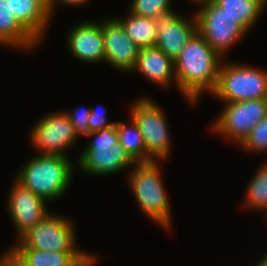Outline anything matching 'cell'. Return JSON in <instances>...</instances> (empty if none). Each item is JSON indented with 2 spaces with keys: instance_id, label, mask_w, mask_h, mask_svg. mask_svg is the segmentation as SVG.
<instances>
[{
  "instance_id": "obj_21",
  "label": "cell",
  "mask_w": 267,
  "mask_h": 266,
  "mask_svg": "<svg viewBox=\"0 0 267 266\" xmlns=\"http://www.w3.org/2000/svg\"><path fill=\"white\" fill-rule=\"evenodd\" d=\"M130 124L116 121L119 144L136 162H146V148L142 134L137 125L130 118Z\"/></svg>"
},
{
  "instance_id": "obj_11",
  "label": "cell",
  "mask_w": 267,
  "mask_h": 266,
  "mask_svg": "<svg viewBox=\"0 0 267 266\" xmlns=\"http://www.w3.org/2000/svg\"><path fill=\"white\" fill-rule=\"evenodd\" d=\"M186 18L175 9L158 14L154 19L157 25L155 47L173 61L179 56L191 36L197 31L196 18Z\"/></svg>"
},
{
  "instance_id": "obj_1",
  "label": "cell",
  "mask_w": 267,
  "mask_h": 266,
  "mask_svg": "<svg viewBox=\"0 0 267 266\" xmlns=\"http://www.w3.org/2000/svg\"><path fill=\"white\" fill-rule=\"evenodd\" d=\"M223 58L196 31L174 60L177 89L189 104L196 105L203 93L217 86Z\"/></svg>"
},
{
  "instance_id": "obj_16",
  "label": "cell",
  "mask_w": 267,
  "mask_h": 266,
  "mask_svg": "<svg viewBox=\"0 0 267 266\" xmlns=\"http://www.w3.org/2000/svg\"><path fill=\"white\" fill-rule=\"evenodd\" d=\"M9 7L18 21L42 44L52 13L48 0H7Z\"/></svg>"
},
{
  "instance_id": "obj_15",
  "label": "cell",
  "mask_w": 267,
  "mask_h": 266,
  "mask_svg": "<svg viewBox=\"0 0 267 266\" xmlns=\"http://www.w3.org/2000/svg\"><path fill=\"white\" fill-rule=\"evenodd\" d=\"M133 72L141 73L161 88H169L173 83L177 87L174 61L155 46L139 48Z\"/></svg>"
},
{
  "instance_id": "obj_24",
  "label": "cell",
  "mask_w": 267,
  "mask_h": 266,
  "mask_svg": "<svg viewBox=\"0 0 267 266\" xmlns=\"http://www.w3.org/2000/svg\"><path fill=\"white\" fill-rule=\"evenodd\" d=\"M173 0H132L128 12L149 18H155L158 14L173 9Z\"/></svg>"
},
{
  "instance_id": "obj_32",
  "label": "cell",
  "mask_w": 267,
  "mask_h": 266,
  "mask_svg": "<svg viewBox=\"0 0 267 266\" xmlns=\"http://www.w3.org/2000/svg\"><path fill=\"white\" fill-rule=\"evenodd\" d=\"M0 266H3L2 265V256L0 257Z\"/></svg>"
},
{
  "instance_id": "obj_12",
  "label": "cell",
  "mask_w": 267,
  "mask_h": 266,
  "mask_svg": "<svg viewBox=\"0 0 267 266\" xmlns=\"http://www.w3.org/2000/svg\"><path fill=\"white\" fill-rule=\"evenodd\" d=\"M7 209L11 222L15 225L19 239L29 229L39 223L50 211L45 200L24 188L13 179L8 194Z\"/></svg>"
},
{
  "instance_id": "obj_14",
  "label": "cell",
  "mask_w": 267,
  "mask_h": 266,
  "mask_svg": "<svg viewBox=\"0 0 267 266\" xmlns=\"http://www.w3.org/2000/svg\"><path fill=\"white\" fill-rule=\"evenodd\" d=\"M66 43L70 54L85 63H104L105 49L102 20L83 21L70 29Z\"/></svg>"
},
{
  "instance_id": "obj_4",
  "label": "cell",
  "mask_w": 267,
  "mask_h": 266,
  "mask_svg": "<svg viewBox=\"0 0 267 266\" xmlns=\"http://www.w3.org/2000/svg\"><path fill=\"white\" fill-rule=\"evenodd\" d=\"M92 138L80 151L77 158L78 169L90 176H108L134 167L136 162L119 144L116 124L90 132Z\"/></svg>"
},
{
  "instance_id": "obj_19",
  "label": "cell",
  "mask_w": 267,
  "mask_h": 266,
  "mask_svg": "<svg viewBox=\"0 0 267 266\" xmlns=\"http://www.w3.org/2000/svg\"><path fill=\"white\" fill-rule=\"evenodd\" d=\"M123 26L126 35L139 47H154L157 41L155 19L128 13L124 18L115 17Z\"/></svg>"
},
{
  "instance_id": "obj_6",
  "label": "cell",
  "mask_w": 267,
  "mask_h": 266,
  "mask_svg": "<svg viewBox=\"0 0 267 266\" xmlns=\"http://www.w3.org/2000/svg\"><path fill=\"white\" fill-rule=\"evenodd\" d=\"M129 117L137 125L146 148V162L168 159L171 150V134L161 107L153 99L143 96L129 108Z\"/></svg>"
},
{
  "instance_id": "obj_13",
  "label": "cell",
  "mask_w": 267,
  "mask_h": 266,
  "mask_svg": "<svg viewBox=\"0 0 267 266\" xmlns=\"http://www.w3.org/2000/svg\"><path fill=\"white\" fill-rule=\"evenodd\" d=\"M104 62L120 72L133 71L139 47L126 35L121 23L114 17L102 19Z\"/></svg>"
},
{
  "instance_id": "obj_9",
  "label": "cell",
  "mask_w": 267,
  "mask_h": 266,
  "mask_svg": "<svg viewBox=\"0 0 267 266\" xmlns=\"http://www.w3.org/2000/svg\"><path fill=\"white\" fill-rule=\"evenodd\" d=\"M224 104L211 125L212 132L239 146L252 128L267 115V98Z\"/></svg>"
},
{
  "instance_id": "obj_3",
  "label": "cell",
  "mask_w": 267,
  "mask_h": 266,
  "mask_svg": "<svg viewBox=\"0 0 267 266\" xmlns=\"http://www.w3.org/2000/svg\"><path fill=\"white\" fill-rule=\"evenodd\" d=\"M130 170L128 185L141 211L161 228L171 229V204L157 161L136 163Z\"/></svg>"
},
{
  "instance_id": "obj_10",
  "label": "cell",
  "mask_w": 267,
  "mask_h": 266,
  "mask_svg": "<svg viewBox=\"0 0 267 266\" xmlns=\"http://www.w3.org/2000/svg\"><path fill=\"white\" fill-rule=\"evenodd\" d=\"M35 123L29 139L39 151L37 154L68 156L67 149H71L79 140L64 111L49 112Z\"/></svg>"
},
{
  "instance_id": "obj_20",
  "label": "cell",
  "mask_w": 267,
  "mask_h": 266,
  "mask_svg": "<svg viewBox=\"0 0 267 266\" xmlns=\"http://www.w3.org/2000/svg\"><path fill=\"white\" fill-rule=\"evenodd\" d=\"M249 32L267 7V0H214Z\"/></svg>"
},
{
  "instance_id": "obj_25",
  "label": "cell",
  "mask_w": 267,
  "mask_h": 266,
  "mask_svg": "<svg viewBox=\"0 0 267 266\" xmlns=\"http://www.w3.org/2000/svg\"><path fill=\"white\" fill-rule=\"evenodd\" d=\"M91 106L85 108H75V110H63L64 113L68 116L71 124L75 129V133L78 138L82 135V137H86L89 134V115H90Z\"/></svg>"
},
{
  "instance_id": "obj_2",
  "label": "cell",
  "mask_w": 267,
  "mask_h": 266,
  "mask_svg": "<svg viewBox=\"0 0 267 266\" xmlns=\"http://www.w3.org/2000/svg\"><path fill=\"white\" fill-rule=\"evenodd\" d=\"M69 158L36 154L21 166L14 180L46 202L56 201L71 185L76 164Z\"/></svg>"
},
{
  "instance_id": "obj_8",
  "label": "cell",
  "mask_w": 267,
  "mask_h": 266,
  "mask_svg": "<svg viewBox=\"0 0 267 266\" xmlns=\"http://www.w3.org/2000/svg\"><path fill=\"white\" fill-rule=\"evenodd\" d=\"M196 11L197 32L222 58L230 47L248 33L236 18L225 13L214 0Z\"/></svg>"
},
{
  "instance_id": "obj_27",
  "label": "cell",
  "mask_w": 267,
  "mask_h": 266,
  "mask_svg": "<svg viewBox=\"0 0 267 266\" xmlns=\"http://www.w3.org/2000/svg\"><path fill=\"white\" fill-rule=\"evenodd\" d=\"M3 266H27L24 261L11 249L2 255Z\"/></svg>"
},
{
  "instance_id": "obj_22",
  "label": "cell",
  "mask_w": 267,
  "mask_h": 266,
  "mask_svg": "<svg viewBox=\"0 0 267 266\" xmlns=\"http://www.w3.org/2000/svg\"><path fill=\"white\" fill-rule=\"evenodd\" d=\"M264 162L250 179L243 204L252 210H262L267 220V161Z\"/></svg>"
},
{
  "instance_id": "obj_18",
  "label": "cell",
  "mask_w": 267,
  "mask_h": 266,
  "mask_svg": "<svg viewBox=\"0 0 267 266\" xmlns=\"http://www.w3.org/2000/svg\"><path fill=\"white\" fill-rule=\"evenodd\" d=\"M27 266H83L90 252H49L33 248H11Z\"/></svg>"
},
{
  "instance_id": "obj_31",
  "label": "cell",
  "mask_w": 267,
  "mask_h": 266,
  "mask_svg": "<svg viewBox=\"0 0 267 266\" xmlns=\"http://www.w3.org/2000/svg\"><path fill=\"white\" fill-rule=\"evenodd\" d=\"M210 1H213V0H190V2L195 3V4L197 3V5H200V7L206 5Z\"/></svg>"
},
{
  "instance_id": "obj_30",
  "label": "cell",
  "mask_w": 267,
  "mask_h": 266,
  "mask_svg": "<svg viewBox=\"0 0 267 266\" xmlns=\"http://www.w3.org/2000/svg\"><path fill=\"white\" fill-rule=\"evenodd\" d=\"M96 259L98 260L96 255H93L83 266H94V264L97 263Z\"/></svg>"
},
{
  "instance_id": "obj_5",
  "label": "cell",
  "mask_w": 267,
  "mask_h": 266,
  "mask_svg": "<svg viewBox=\"0 0 267 266\" xmlns=\"http://www.w3.org/2000/svg\"><path fill=\"white\" fill-rule=\"evenodd\" d=\"M211 96L223 103L267 98V69L222 62Z\"/></svg>"
},
{
  "instance_id": "obj_17",
  "label": "cell",
  "mask_w": 267,
  "mask_h": 266,
  "mask_svg": "<svg viewBox=\"0 0 267 266\" xmlns=\"http://www.w3.org/2000/svg\"><path fill=\"white\" fill-rule=\"evenodd\" d=\"M40 44L12 13L8 1L0 0V46L31 53Z\"/></svg>"
},
{
  "instance_id": "obj_29",
  "label": "cell",
  "mask_w": 267,
  "mask_h": 266,
  "mask_svg": "<svg viewBox=\"0 0 267 266\" xmlns=\"http://www.w3.org/2000/svg\"><path fill=\"white\" fill-rule=\"evenodd\" d=\"M260 261V262H259ZM254 266H267V252L266 254L262 257V259L258 260V263Z\"/></svg>"
},
{
  "instance_id": "obj_28",
  "label": "cell",
  "mask_w": 267,
  "mask_h": 266,
  "mask_svg": "<svg viewBox=\"0 0 267 266\" xmlns=\"http://www.w3.org/2000/svg\"><path fill=\"white\" fill-rule=\"evenodd\" d=\"M89 1L90 0H48V6L53 15V12L56 11L55 9L57 8L56 5H59V3L70 7H80L87 4Z\"/></svg>"
},
{
  "instance_id": "obj_23",
  "label": "cell",
  "mask_w": 267,
  "mask_h": 266,
  "mask_svg": "<svg viewBox=\"0 0 267 266\" xmlns=\"http://www.w3.org/2000/svg\"><path fill=\"white\" fill-rule=\"evenodd\" d=\"M239 146L250 154H264L267 151V115L252 128Z\"/></svg>"
},
{
  "instance_id": "obj_26",
  "label": "cell",
  "mask_w": 267,
  "mask_h": 266,
  "mask_svg": "<svg viewBox=\"0 0 267 266\" xmlns=\"http://www.w3.org/2000/svg\"><path fill=\"white\" fill-rule=\"evenodd\" d=\"M99 107L97 110L94 109V107H91L90 109V115H89V120H88V125H89V133L93 131H98L103 128H107L112 126L113 124H116V121H108L107 118V109L102 105H98Z\"/></svg>"
},
{
  "instance_id": "obj_7",
  "label": "cell",
  "mask_w": 267,
  "mask_h": 266,
  "mask_svg": "<svg viewBox=\"0 0 267 266\" xmlns=\"http://www.w3.org/2000/svg\"><path fill=\"white\" fill-rule=\"evenodd\" d=\"M73 220L49 212L39 223L24 233L11 248H33L49 252H84L76 246Z\"/></svg>"
}]
</instances>
